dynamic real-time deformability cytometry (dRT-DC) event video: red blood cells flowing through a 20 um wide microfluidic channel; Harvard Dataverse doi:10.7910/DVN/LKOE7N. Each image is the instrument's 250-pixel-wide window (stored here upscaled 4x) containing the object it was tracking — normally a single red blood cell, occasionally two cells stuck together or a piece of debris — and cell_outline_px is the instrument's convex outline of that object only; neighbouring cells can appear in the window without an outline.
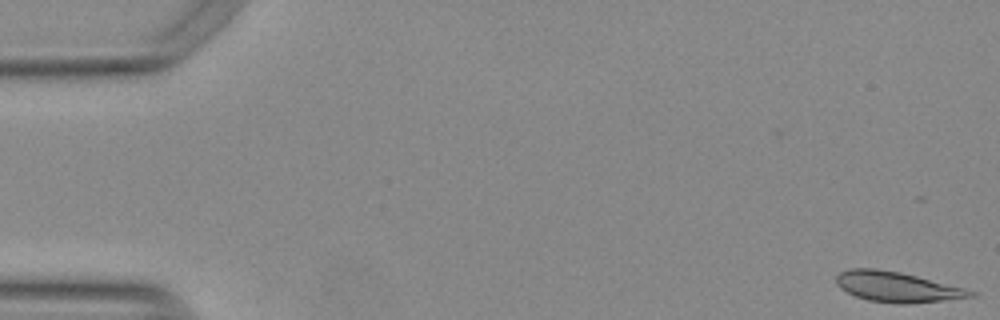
{"species": "Egyptian fruit bat (a non-hibernating species)", "species_latin": "Rousettus aegyptiacus", "temperature_condition": "warm", "stored_images_in_passage": 15, "camera_frame_rate_fps": 3000, "um_per_image_px": 0.085, "animal": {"sex": "female"}, "frame": {"image": 1, "passage_image": 1, "time_ms": 0.0, "image_size_px": [1000, 320], "cell_outline_px": [[976, 296], [908, 304], [896, 304], [868, 300], [856, 296], [840, 288], [836, 284], [836, 276], [840, 272], [852, 268], [876, 268], [900, 272], [916, 276], [976, 292]], "centroid_in_image_um": [76.18, 24.39], "position_along_channel_um": 8.8, "area_um2": 23.29}}
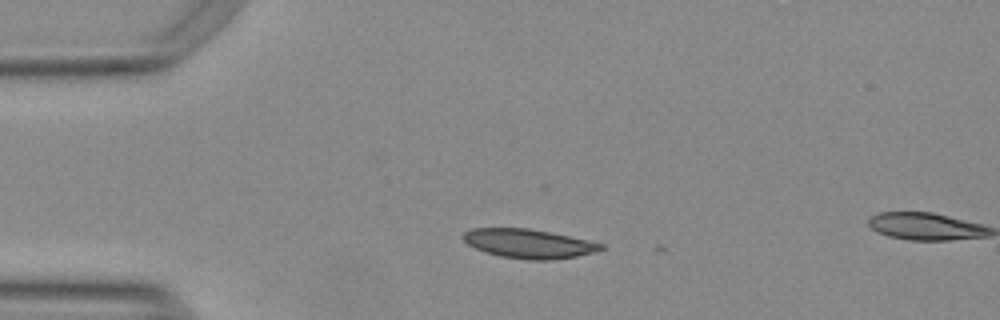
{"frame": {"image": 2, "passage_image": 12, "time_ms": 3.667, "image_size_px": [1000, 320], "cell_outline_px": [[604, 248], [592, 252], [576, 256], [552, 260], [528, 260], [500, 256], [484, 252], [468, 244], [464, 240], [464, 232], [472, 228], [528, 228], [588, 240], [604, 244]], "centroid_in_image_um": [44.92, 20.71], "position_along_channel_um": 40.1, "area_um2": 23.12}}